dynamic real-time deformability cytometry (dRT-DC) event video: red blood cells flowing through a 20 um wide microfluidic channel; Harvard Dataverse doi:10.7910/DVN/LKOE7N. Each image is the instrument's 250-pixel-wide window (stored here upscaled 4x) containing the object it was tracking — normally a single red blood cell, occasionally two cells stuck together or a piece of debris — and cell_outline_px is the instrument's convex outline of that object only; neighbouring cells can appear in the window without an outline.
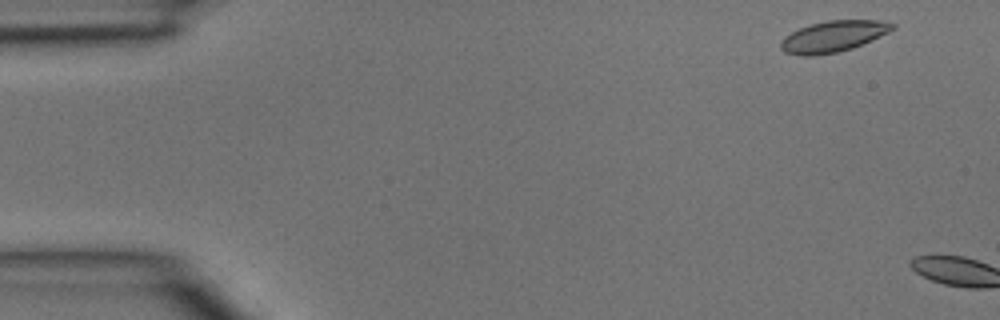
{"species": "common noctule bat (a hibernating species)", "species_latin": "Nyctalus noctula", "temperature_condition": "room temperature", "stored_images_in_passage": 2, "camera_frame_rate_fps": 3000, "um_per_image_px": 0.085, "animal": {"sex": "male", "body_mass_g": 15.6}, "frame": {"image": 1, "passage_image": 1, "time_ms": 0.0, "image_size_px": [1000, 320], "cell_outline_px": [[896, 28], [888, 32], [852, 48], [836, 52], [816, 56], [800, 56], [784, 52], [780, 48], [780, 44], [784, 36], [800, 28], [812, 24], [828, 20], [876, 20], [896, 24]], "centroid_in_image_um": [70.79, 3.1], "position_along_channel_um": 14.2, "area_um2": 20.11}}